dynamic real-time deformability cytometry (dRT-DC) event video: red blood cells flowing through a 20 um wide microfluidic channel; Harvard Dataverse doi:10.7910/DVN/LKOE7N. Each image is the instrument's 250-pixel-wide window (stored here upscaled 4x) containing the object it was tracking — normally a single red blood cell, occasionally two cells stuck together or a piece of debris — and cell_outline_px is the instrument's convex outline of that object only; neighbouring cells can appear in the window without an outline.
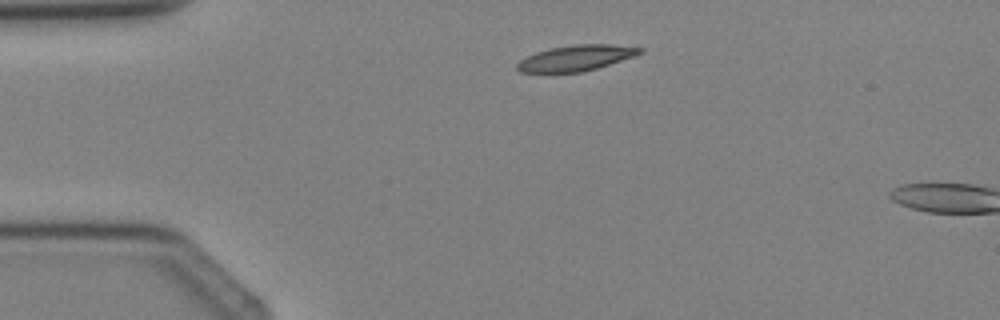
{"species": "Egyptian fruit bat (a non-hibernating species)", "species_latin": "Rousettus aegyptiacus", "temperature_condition": "cold", "stored_images_in_passage": 2, "camera_frame_rate_fps": 3000, "um_per_image_px": 0.085, "animal": {"sex": "female"}, "frame": {"image": 1, "passage_image": 1, "time_ms": 0.0, "image_size_px": [1000, 320], "cell_outline_px": [[644, 52], [636, 56], [596, 68], [580, 72], [520, 72], [516, 68], [516, 64], [520, 60], [536, 52], [552, 48], [576, 44], [608, 44], [644, 48]], "centroid_in_image_um": [48.99, 4.92], "position_along_channel_um": 36.0, "area_um2": 18.21}}